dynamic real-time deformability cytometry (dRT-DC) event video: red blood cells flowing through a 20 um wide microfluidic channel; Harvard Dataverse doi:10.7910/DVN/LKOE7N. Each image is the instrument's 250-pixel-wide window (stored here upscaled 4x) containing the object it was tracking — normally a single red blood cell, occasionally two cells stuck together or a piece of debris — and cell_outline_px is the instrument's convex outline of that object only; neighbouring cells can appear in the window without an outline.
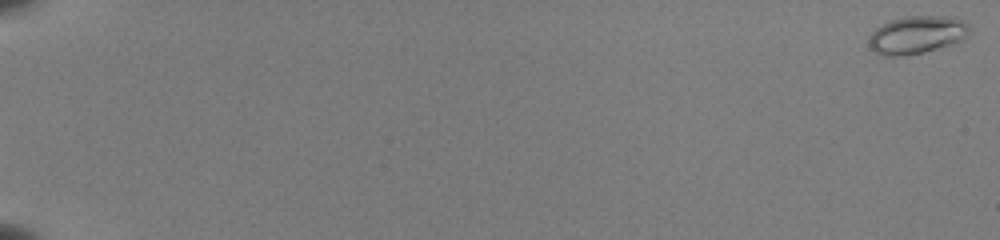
{"species": "common noctule bat (a hibernating species)", "species_latin": "Nyctalus noctula", "temperature_condition": "room temperature", "stored_images_in_passage": 54, "camera_frame_rate_fps": 3000, "um_per_image_px": 0.085, "animal": {"sex": "female", "body_mass_g": 22.0, "forearm_length_mm": 56.7}, "frame": {"image": 1, "passage_image": 1, "time_ms": 0.0, "image_size_px": [1000, 240], "cell_outline_px": [[972, 32], [960, 40], [924, 52], [908, 56], [884, 56], [872, 52], [868, 44], [868, 40], [872, 32], [876, 28], [892, 20], [904, 16], [956, 16], [964, 20], [968, 24]], "centroid_in_image_um": [77.93, 2.96], "position_along_channel_um": 7.1, "area_um2": 22.37}}
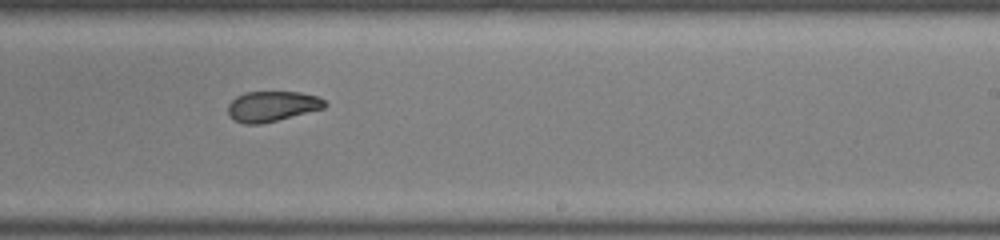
{"frame": {"image": 2, "passage_image": 37, "time_ms": 12.0, "image_size_px": [1000, 240], "cell_outline_px": [[328, 104], [324, 108], [260, 124], [244, 124], [236, 120], [228, 112], [228, 104], [236, 96], [244, 92], [300, 92], [316, 96], [324, 100]], "centroid_in_image_um": [23.13, 9.02], "position_along_channel_um": 265.9, "area_um2": 16.88}}
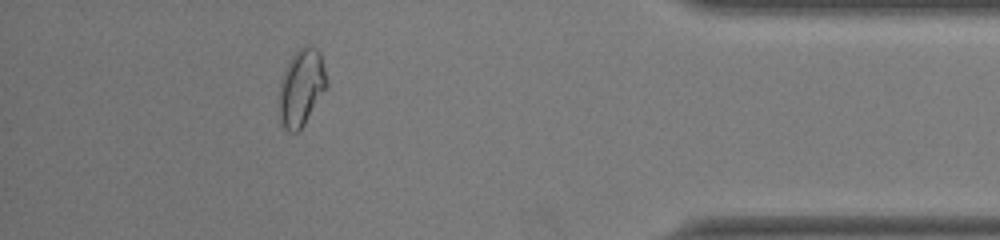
{"frame": {"image": 3, "passage_image": 50, "time_ms": 16.333, "image_size_px": [1000, 240], "cell_outline_px": [[328, 84], [304, 124], [296, 132], [292, 132], [284, 128], [280, 124], [280, 80], [288, 60], [300, 48], [308, 44], [312, 44], [320, 52], [328, 80]], "centroid_in_image_um": [25.62, 7.39], "position_along_channel_um": 409.6, "area_um2": 21.15}, "authors_computed_cell_mechanics": {"area_um2": 18.785, "velocity_mm_per_s": 3.9963, "shape_relaxation_time_tau1_ms": null, "shape_relaxation_time_tau2_ms": 1.8687, "deformation_change_tau1": null, "deformation_change_tau2": 0.0633}}